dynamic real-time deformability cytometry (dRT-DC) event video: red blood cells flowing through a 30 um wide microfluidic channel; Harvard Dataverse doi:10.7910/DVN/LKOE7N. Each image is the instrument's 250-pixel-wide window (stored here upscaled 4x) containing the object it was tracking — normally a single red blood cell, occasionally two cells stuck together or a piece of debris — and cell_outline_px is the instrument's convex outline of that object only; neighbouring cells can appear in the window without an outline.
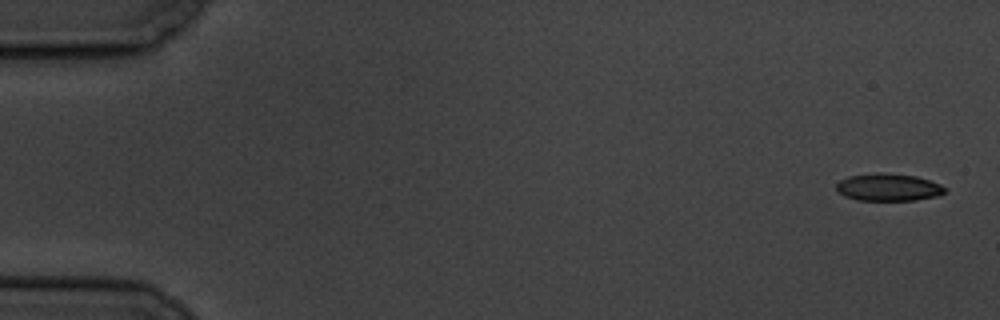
{"species": "common noctule bat (a hibernating species)", "species_latin": "Nyctalus noctula", "temperature_condition": "cold", "stored_images_in_passage": 5, "camera_frame_rate_fps": 3000, "um_per_image_px": 0.085, "animal": {"sex": "male", "body_mass_g": 19.5, "forearm_length_mm": 54.6}, "frame": {"image": 1, "passage_image": 1, "time_ms": 0.0, "image_size_px": [1000, 320], "cell_outline_px": [[948, 188], [944, 192], [936, 196], [916, 200], [856, 200], [844, 196], [836, 192], [836, 184], [840, 180], [848, 176], [876, 172], [884, 172], [916, 176], [940, 184]], "centroid_in_image_um": [75.47, 15.91], "position_along_channel_um": 9.5, "area_um2": 17.51}}
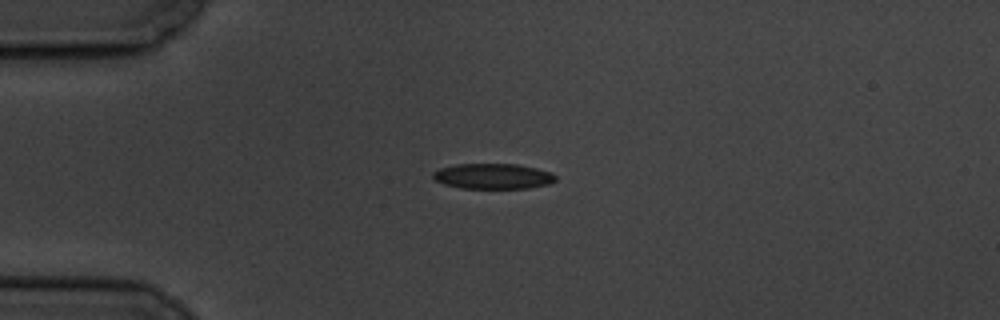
{"frame": {"image": 2, "passage_image": 4, "time_ms": 4.333, "image_size_px": [1000, 320], "cell_outline_px": [[556, 180], [548, 184], [528, 188], [460, 188], [444, 184], [436, 180], [432, 176], [432, 172], [440, 168], [456, 164], [516, 164], [536, 168], [552, 172], [556, 176]], "centroid_in_image_um": [41.9, 14.97], "position_along_channel_um": 43.1, "area_um2": 18.15}}